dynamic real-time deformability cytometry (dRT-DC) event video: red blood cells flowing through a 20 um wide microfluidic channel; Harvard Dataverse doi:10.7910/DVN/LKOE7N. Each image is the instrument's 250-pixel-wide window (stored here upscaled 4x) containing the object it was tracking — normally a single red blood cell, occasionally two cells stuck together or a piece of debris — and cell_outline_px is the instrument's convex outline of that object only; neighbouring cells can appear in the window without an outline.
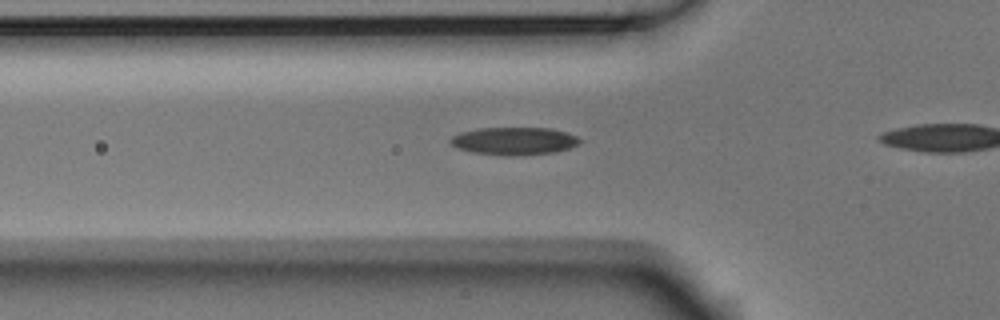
{"species": "Egyptian fruit bat (a non-hibernating species)", "species_latin": "Rousettus aegyptiacus", "temperature_condition": "room temperature", "stored_images_in_passage": 13, "camera_frame_rate_fps": 3000, "um_per_image_px": 0.085, "animal": {"sex": "male"}, "frame": {"image": 1, "passage_image": 8, "time_ms": 2.333, "image_size_px": [1000, 320], "cell_outline_px": [[580, 140], [576, 144], [568, 148], [556, 152], [508, 156], [472, 152], [456, 148], [448, 140], [452, 136], [460, 132], [480, 128], [548, 128], [564, 132], [576, 136]], "centroid_in_image_um": [43.63, 11.98], "position_along_channel_um": 82.2, "area_um2": 20.63}}
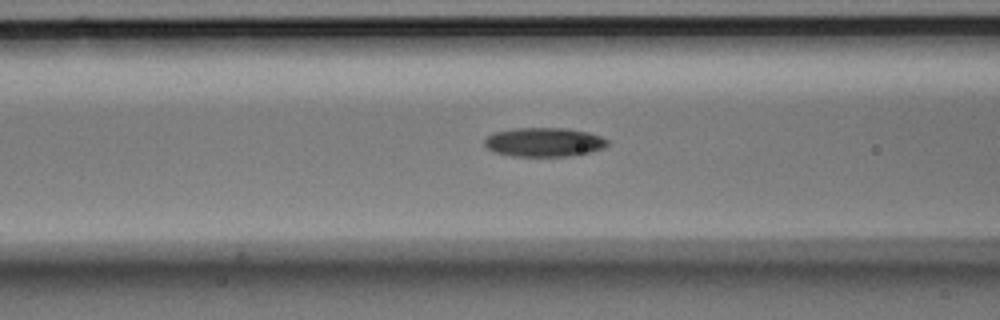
{"frame": {"image": 2, "passage_image": 11, "time_ms": 3.333, "image_size_px": [1000, 320], "cell_outline_px": [[608, 144], [604, 148], [588, 152], [568, 156], [512, 156], [492, 152], [484, 144], [484, 140], [488, 136], [496, 132], [512, 128], [568, 128], [588, 132], [600, 136], [608, 140]], "centroid_in_image_um": [46.23, 12.08], "position_along_channel_um": 120.4, "area_um2": 20.81}}